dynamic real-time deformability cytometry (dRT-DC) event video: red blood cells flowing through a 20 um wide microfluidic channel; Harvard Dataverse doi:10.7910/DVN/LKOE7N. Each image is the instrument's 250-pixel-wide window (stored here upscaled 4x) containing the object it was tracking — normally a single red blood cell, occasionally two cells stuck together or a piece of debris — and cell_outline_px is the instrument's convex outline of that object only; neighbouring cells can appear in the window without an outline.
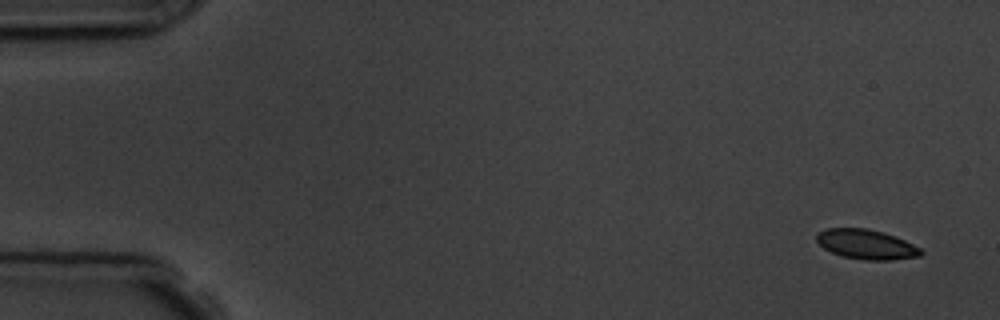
{"species": "common noctule bat (a hibernating species)", "species_latin": "Nyctalus noctula", "temperature_condition": "room temperature", "stored_images_in_passage": 5, "camera_frame_rate_fps": 3000, "um_per_image_px": 0.085, "animal": {"sex": "male", "body_mass_g": 19.5, "forearm_length_mm": 54.6}, "frame": {"image": 1, "passage_image": 1, "time_ms": 0.0, "image_size_px": [1000, 320], "cell_outline_px": [[924, 252], [920, 256], [892, 260], [864, 260], [844, 256], [832, 252], [824, 248], [816, 240], [816, 236], [820, 232], [828, 228], [868, 228], [884, 232], [896, 236], [920, 248]], "centroid_in_image_um": [73.67, 20.77], "position_along_channel_um": 11.3, "area_um2": 17.98}}
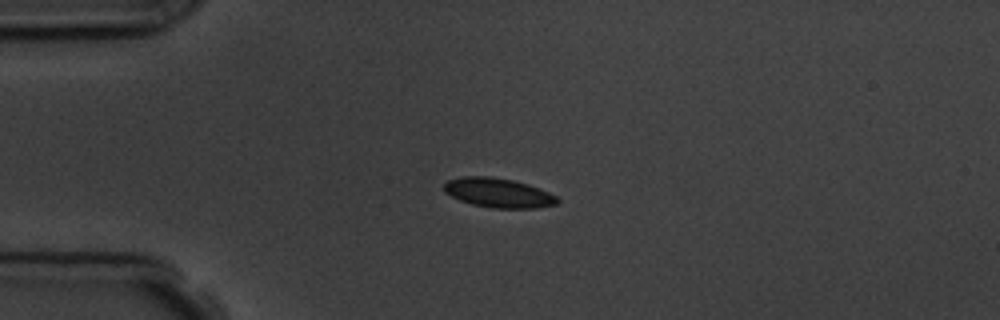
{"frame": {"image": 2, "passage_image": 4, "time_ms": 3.667, "image_size_px": [1000, 320], "cell_outline_px": [[560, 200], [556, 204], [536, 208], [492, 208], [472, 204], [460, 200], [444, 192], [444, 184], [448, 180], [464, 176], [492, 176], [512, 180], [528, 184], [540, 188], [556, 196]], "centroid_in_image_um": [42.36, 16.39], "position_along_channel_um": 42.6, "area_um2": 19.42}}